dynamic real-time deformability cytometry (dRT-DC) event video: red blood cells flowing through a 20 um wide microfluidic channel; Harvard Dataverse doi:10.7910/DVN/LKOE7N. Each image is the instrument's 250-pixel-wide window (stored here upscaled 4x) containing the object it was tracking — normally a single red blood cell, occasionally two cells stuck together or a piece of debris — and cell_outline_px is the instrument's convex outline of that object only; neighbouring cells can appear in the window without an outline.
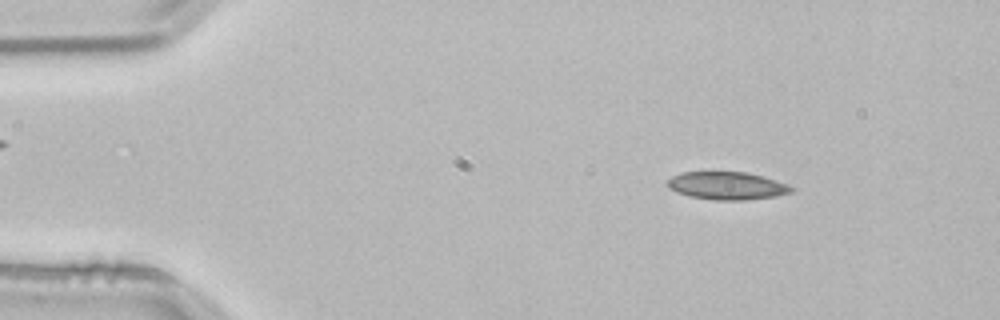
{"species": "common noctule bat (a hibernating species)", "species_latin": "Nyctalus noctula", "temperature_condition": "room temperature", "stored_images_in_passage": 52, "camera_frame_rate_fps": 3000, "um_per_image_px": 0.085, "animal": {"sex": "male", "body_mass_g": 21.5, "forearm_length_mm": 52.0}, "frame": {"image": 1, "passage_image": 6, "time_ms": 1.667, "image_size_px": [1000, 320], "cell_outline_px": [[796, 188], [792, 192], [776, 196], [744, 200], [716, 200], [688, 196], [676, 192], [668, 188], [668, 180], [672, 176], [684, 172], [748, 172], [776, 180], [788, 184]], "centroid_in_image_um": [61.82, 15.79], "position_along_channel_um": 23.2, "area_um2": 20.11}}
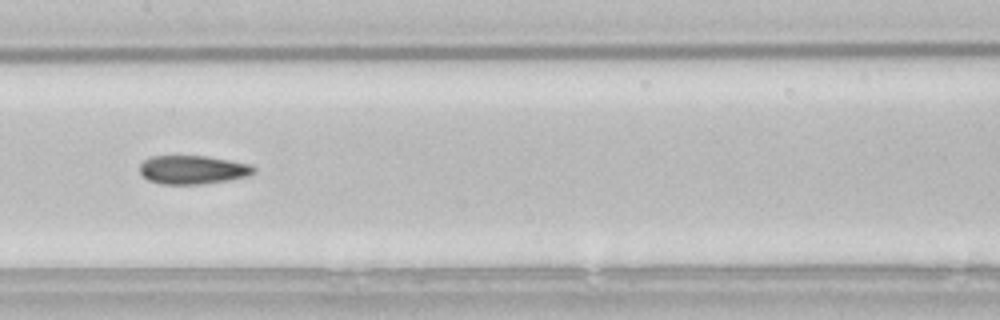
{"frame": {"image": 2, "passage_image": 25, "time_ms": 8.0, "image_size_px": [1000, 320], "cell_outline_px": [[256, 172], [248, 176], [228, 180], [200, 184], [160, 184], [148, 180], [140, 172], [140, 164], [144, 160], [152, 156], [208, 156], [232, 160], [252, 164], [256, 168]], "centroid_in_image_um": [16.43, 14.42], "position_along_channel_um": 191.0, "area_um2": 19.19}}
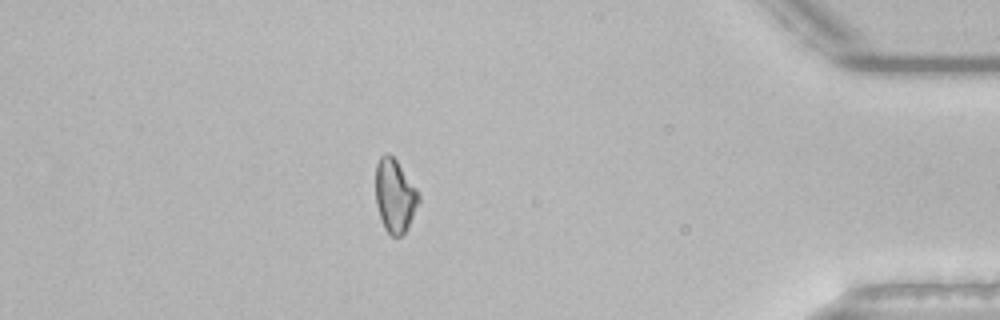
{"frame": {"image": 3, "passage_image": 45, "time_ms": 14.667, "image_size_px": [1000, 320], "cell_outline_px": [[420, 200], [408, 228], [400, 236], [392, 236], [384, 228], [376, 204], [376, 164], [380, 156], [388, 152], [396, 160], [416, 188], [420, 196]], "centroid_in_image_um": [33.56, 16.64], "position_along_channel_um": 401.6, "area_um2": 18.26}, "authors_computed_cell_mechanics": {"area_um2": 19.2185, "velocity_mm_per_s": 3.8097, "shape_relaxation_time_tau1_ms": 4.0847, "shape_relaxation_time_tau2_ms": 5.2998, "deformation_change_tau1": 0.1063, "deformation_change_tau2": 0.1492}}